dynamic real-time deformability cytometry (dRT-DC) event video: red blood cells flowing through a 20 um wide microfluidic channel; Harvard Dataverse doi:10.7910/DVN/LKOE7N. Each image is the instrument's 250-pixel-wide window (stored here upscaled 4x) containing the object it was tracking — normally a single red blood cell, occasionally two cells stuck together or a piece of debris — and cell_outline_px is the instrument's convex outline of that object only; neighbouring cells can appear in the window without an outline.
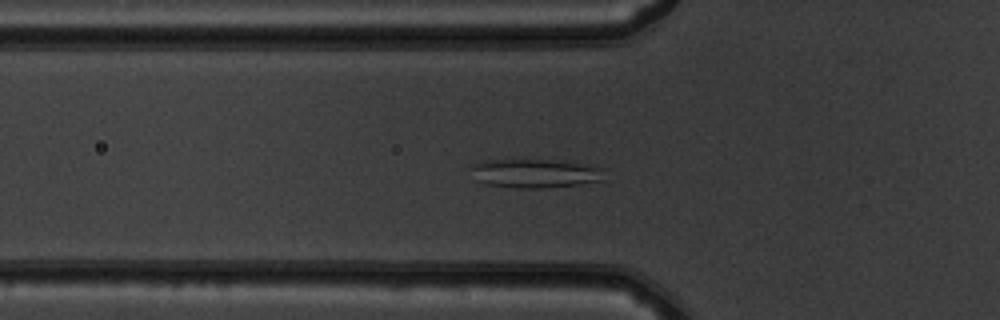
{"species": "common noctule bat (a hibernating species)", "species_latin": "Nyctalus noctula", "temperature_condition": "warm", "stored_images_in_passage": 52, "camera_frame_rate_fps": 3000, "um_per_image_px": 0.085, "animal": {"sex": "male", "body_mass_g": 19.5, "forearm_length_mm": 54.6}, "frame": {"image": 1, "passage_image": 18, "time_ms": 5.667, "image_size_px": [1000, 320], "cell_outline_px": [[608, 168], [600, 180], [580, 184], [540, 188], [516, 188], [488, 184], [476, 180], [472, 168], [472, 164], [484, 160], [548, 160], [588, 164]], "centroid_in_image_um": [45.53, 14.73], "position_along_channel_um": 80.3, "area_um2": 22.31}}
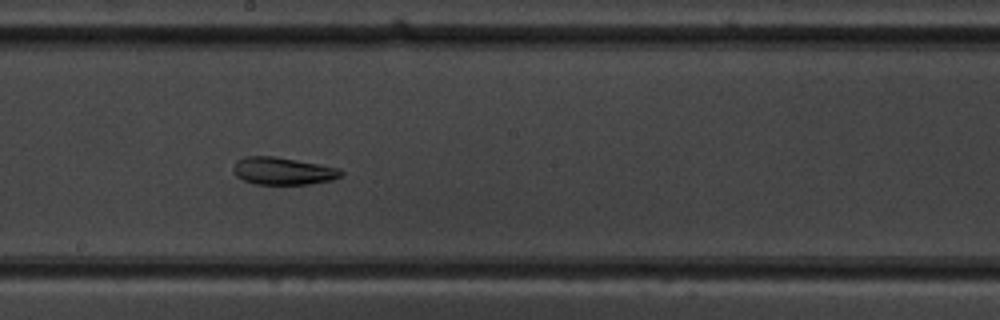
{"frame": {"image": 2, "passage_image": 29, "time_ms": 9.333, "image_size_px": [1000, 320], "cell_outline_px": [[344, 172], [340, 176], [332, 180], [308, 184], [256, 184], [244, 180], [236, 176], [232, 172], [232, 168], [236, 160], [244, 156], [276, 156], [340, 168]], "centroid_in_image_um": [24.02, 14.52], "position_along_channel_um": 224.2, "area_um2": 17.34}}
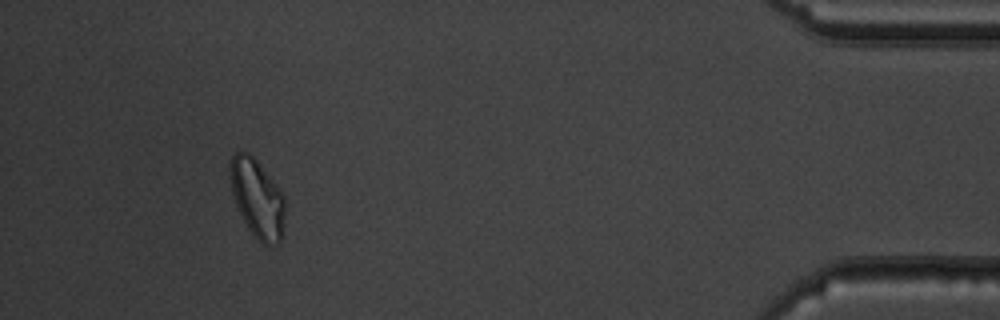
{"frame": {"image": 3, "passage_image": 48, "time_ms": 15.667, "image_size_px": [1000, 320], "cell_outline_px": [[284, 224], [280, 244], [268, 248], [248, 228], [236, 204], [232, 192], [228, 176], [228, 164], [232, 152], [240, 148], [248, 152], [260, 164], [276, 184], [284, 196]], "centroid_in_image_um": [21.84, 16.81], "position_along_channel_um": 413.4, "area_um2": 25.55}, "authors_computed_cell_mechanics": {"area_um2": 23.409, "velocity_mm_per_s": 3.9197, "shape_relaxation_time_tau1_ms": null, "shape_relaxation_time_tau2_ms": 2.5937, "deformation_change_tau1": null, "deformation_change_tau2": 0.0747}}